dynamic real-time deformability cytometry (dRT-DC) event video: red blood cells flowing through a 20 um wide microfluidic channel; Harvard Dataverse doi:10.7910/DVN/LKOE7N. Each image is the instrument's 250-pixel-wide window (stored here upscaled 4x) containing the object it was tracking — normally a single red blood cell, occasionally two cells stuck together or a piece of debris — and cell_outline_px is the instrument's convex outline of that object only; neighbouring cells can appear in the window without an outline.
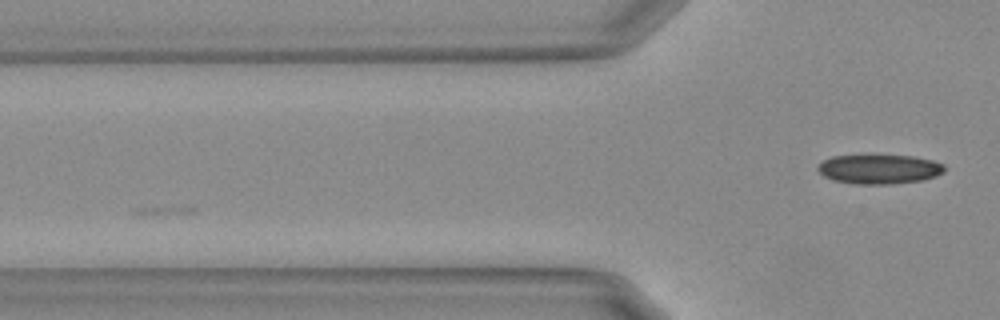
{"species": "Egyptian fruit bat (a non-hibernating species)", "species_latin": "Rousettus aegyptiacus", "temperature_condition": "warm", "stored_images_in_passage": 4, "camera_frame_rate_fps": 3000, "um_per_image_px": 0.085, "animal": {"sex": "female"}, "frame": {"image": 1, "passage_image": 4, "time_ms": 1.0, "image_size_px": [1000, 320], "cell_outline_px": [[944, 172], [936, 176], [924, 180], [888, 184], [852, 184], [832, 180], [824, 176], [816, 168], [824, 160], [832, 156], [912, 156], [932, 160], [944, 164]], "centroid_in_image_um": [74.74, 14.39], "position_along_channel_um": 51.1, "area_um2": 21.56}}